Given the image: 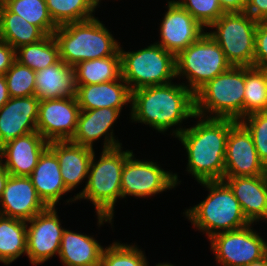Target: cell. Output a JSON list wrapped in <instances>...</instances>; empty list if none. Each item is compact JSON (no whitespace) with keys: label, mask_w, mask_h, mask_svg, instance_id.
Masks as SVG:
<instances>
[{"label":"cell","mask_w":267,"mask_h":266,"mask_svg":"<svg viewBox=\"0 0 267 266\" xmlns=\"http://www.w3.org/2000/svg\"><path fill=\"white\" fill-rule=\"evenodd\" d=\"M46 34L36 25L30 24L20 15L10 12L3 4L0 6V39L15 50L42 40Z\"/></svg>","instance_id":"484cf974"},{"label":"cell","mask_w":267,"mask_h":266,"mask_svg":"<svg viewBox=\"0 0 267 266\" xmlns=\"http://www.w3.org/2000/svg\"><path fill=\"white\" fill-rule=\"evenodd\" d=\"M102 4V0H46L49 15L57 26L94 18Z\"/></svg>","instance_id":"f1b7e54d"},{"label":"cell","mask_w":267,"mask_h":266,"mask_svg":"<svg viewBox=\"0 0 267 266\" xmlns=\"http://www.w3.org/2000/svg\"><path fill=\"white\" fill-rule=\"evenodd\" d=\"M244 266H267V259H266V257H263L260 260L251 262V263L244 265Z\"/></svg>","instance_id":"7bdbcfd3"},{"label":"cell","mask_w":267,"mask_h":266,"mask_svg":"<svg viewBox=\"0 0 267 266\" xmlns=\"http://www.w3.org/2000/svg\"><path fill=\"white\" fill-rule=\"evenodd\" d=\"M122 112L115 108H98L81 110L78 118L76 133L72 142L95 149L96 142L101 140V149H111L122 146L118 135H115L114 125ZM95 143V144H94Z\"/></svg>","instance_id":"9a60e30c"},{"label":"cell","mask_w":267,"mask_h":266,"mask_svg":"<svg viewBox=\"0 0 267 266\" xmlns=\"http://www.w3.org/2000/svg\"><path fill=\"white\" fill-rule=\"evenodd\" d=\"M194 120L175 138L187 156L185 171L198 183L223 180L227 137L237 121L198 115Z\"/></svg>","instance_id":"7a4b0ae2"},{"label":"cell","mask_w":267,"mask_h":266,"mask_svg":"<svg viewBox=\"0 0 267 266\" xmlns=\"http://www.w3.org/2000/svg\"><path fill=\"white\" fill-rule=\"evenodd\" d=\"M267 111V85L256 67H245L244 117Z\"/></svg>","instance_id":"d6a6232c"},{"label":"cell","mask_w":267,"mask_h":266,"mask_svg":"<svg viewBox=\"0 0 267 266\" xmlns=\"http://www.w3.org/2000/svg\"><path fill=\"white\" fill-rule=\"evenodd\" d=\"M15 60V49L0 39V75H4Z\"/></svg>","instance_id":"f35d334b"},{"label":"cell","mask_w":267,"mask_h":266,"mask_svg":"<svg viewBox=\"0 0 267 266\" xmlns=\"http://www.w3.org/2000/svg\"><path fill=\"white\" fill-rule=\"evenodd\" d=\"M57 207H47L26 222V257L32 266H39L58 257L65 229Z\"/></svg>","instance_id":"7c38bea8"},{"label":"cell","mask_w":267,"mask_h":266,"mask_svg":"<svg viewBox=\"0 0 267 266\" xmlns=\"http://www.w3.org/2000/svg\"><path fill=\"white\" fill-rule=\"evenodd\" d=\"M76 89L73 67L66 65L61 59L36 71L35 96L40 101L75 97Z\"/></svg>","instance_id":"d4e9b609"},{"label":"cell","mask_w":267,"mask_h":266,"mask_svg":"<svg viewBox=\"0 0 267 266\" xmlns=\"http://www.w3.org/2000/svg\"><path fill=\"white\" fill-rule=\"evenodd\" d=\"M46 208L30 177L9 176L0 199V215L27 222Z\"/></svg>","instance_id":"d6986e66"},{"label":"cell","mask_w":267,"mask_h":266,"mask_svg":"<svg viewBox=\"0 0 267 266\" xmlns=\"http://www.w3.org/2000/svg\"><path fill=\"white\" fill-rule=\"evenodd\" d=\"M240 122L251 133L260 161L267 162V111L250 114Z\"/></svg>","instance_id":"d590c367"},{"label":"cell","mask_w":267,"mask_h":266,"mask_svg":"<svg viewBox=\"0 0 267 266\" xmlns=\"http://www.w3.org/2000/svg\"><path fill=\"white\" fill-rule=\"evenodd\" d=\"M93 234L65 228L58 259L63 266H99L105 245Z\"/></svg>","instance_id":"cb8c5ba5"},{"label":"cell","mask_w":267,"mask_h":266,"mask_svg":"<svg viewBox=\"0 0 267 266\" xmlns=\"http://www.w3.org/2000/svg\"><path fill=\"white\" fill-rule=\"evenodd\" d=\"M128 111L130 123L149 126L156 133L176 138L188 126L184 125L190 123L188 120L193 122L195 97L179 81L143 87L131 92Z\"/></svg>","instance_id":"6da1fadb"},{"label":"cell","mask_w":267,"mask_h":266,"mask_svg":"<svg viewBox=\"0 0 267 266\" xmlns=\"http://www.w3.org/2000/svg\"><path fill=\"white\" fill-rule=\"evenodd\" d=\"M80 111L76 96L41 100L37 132L47 142L71 140L76 133Z\"/></svg>","instance_id":"5bb4252c"},{"label":"cell","mask_w":267,"mask_h":266,"mask_svg":"<svg viewBox=\"0 0 267 266\" xmlns=\"http://www.w3.org/2000/svg\"><path fill=\"white\" fill-rule=\"evenodd\" d=\"M265 257L267 259V239L265 240Z\"/></svg>","instance_id":"7dc6e473"},{"label":"cell","mask_w":267,"mask_h":266,"mask_svg":"<svg viewBox=\"0 0 267 266\" xmlns=\"http://www.w3.org/2000/svg\"><path fill=\"white\" fill-rule=\"evenodd\" d=\"M245 12L258 22L267 21V0H247Z\"/></svg>","instance_id":"74e56055"},{"label":"cell","mask_w":267,"mask_h":266,"mask_svg":"<svg viewBox=\"0 0 267 266\" xmlns=\"http://www.w3.org/2000/svg\"><path fill=\"white\" fill-rule=\"evenodd\" d=\"M10 97L35 96L36 72L14 61L4 74Z\"/></svg>","instance_id":"836d02e7"},{"label":"cell","mask_w":267,"mask_h":266,"mask_svg":"<svg viewBox=\"0 0 267 266\" xmlns=\"http://www.w3.org/2000/svg\"><path fill=\"white\" fill-rule=\"evenodd\" d=\"M49 148L59 160V167L66 189L72 193L76 188L83 187L79 190V193H74L73 197L64 200L63 204L70 206L76 203L77 197L80 196L86 186L94 149L79 145L71 140L49 142Z\"/></svg>","instance_id":"2e32d148"},{"label":"cell","mask_w":267,"mask_h":266,"mask_svg":"<svg viewBox=\"0 0 267 266\" xmlns=\"http://www.w3.org/2000/svg\"><path fill=\"white\" fill-rule=\"evenodd\" d=\"M267 65V21L258 22L256 28L254 67Z\"/></svg>","instance_id":"8d00e7d4"},{"label":"cell","mask_w":267,"mask_h":266,"mask_svg":"<svg viewBox=\"0 0 267 266\" xmlns=\"http://www.w3.org/2000/svg\"><path fill=\"white\" fill-rule=\"evenodd\" d=\"M231 67L225 53L207 31L176 56V78L194 94Z\"/></svg>","instance_id":"ba28073f"},{"label":"cell","mask_w":267,"mask_h":266,"mask_svg":"<svg viewBox=\"0 0 267 266\" xmlns=\"http://www.w3.org/2000/svg\"><path fill=\"white\" fill-rule=\"evenodd\" d=\"M7 81L4 75H0V108L10 99Z\"/></svg>","instance_id":"60d3db41"},{"label":"cell","mask_w":267,"mask_h":266,"mask_svg":"<svg viewBox=\"0 0 267 266\" xmlns=\"http://www.w3.org/2000/svg\"><path fill=\"white\" fill-rule=\"evenodd\" d=\"M3 1H4V0H0V6L3 4Z\"/></svg>","instance_id":"c3c4849f"},{"label":"cell","mask_w":267,"mask_h":266,"mask_svg":"<svg viewBox=\"0 0 267 266\" xmlns=\"http://www.w3.org/2000/svg\"><path fill=\"white\" fill-rule=\"evenodd\" d=\"M76 98L81 110L115 108L121 112L131 108V90L121 77L119 80L91 85H76Z\"/></svg>","instance_id":"7402d4cb"},{"label":"cell","mask_w":267,"mask_h":266,"mask_svg":"<svg viewBox=\"0 0 267 266\" xmlns=\"http://www.w3.org/2000/svg\"><path fill=\"white\" fill-rule=\"evenodd\" d=\"M250 223L267 224V183L263 175L224 177Z\"/></svg>","instance_id":"44dd1931"},{"label":"cell","mask_w":267,"mask_h":266,"mask_svg":"<svg viewBox=\"0 0 267 266\" xmlns=\"http://www.w3.org/2000/svg\"><path fill=\"white\" fill-rule=\"evenodd\" d=\"M245 67L232 66L195 94V114L240 121L244 118Z\"/></svg>","instance_id":"8992f818"},{"label":"cell","mask_w":267,"mask_h":266,"mask_svg":"<svg viewBox=\"0 0 267 266\" xmlns=\"http://www.w3.org/2000/svg\"><path fill=\"white\" fill-rule=\"evenodd\" d=\"M125 50L120 44L122 78L132 91L175 81L176 56L155 42Z\"/></svg>","instance_id":"52a82bcc"},{"label":"cell","mask_w":267,"mask_h":266,"mask_svg":"<svg viewBox=\"0 0 267 266\" xmlns=\"http://www.w3.org/2000/svg\"><path fill=\"white\" fill-rule=\"evenodd\" d=\"M9 176H10L9 172L5 169L3 163L0 160V199Z\"/></svg>","instance_id":"b9f144b4"},{"label":"cell","mask_w":267,"mask_h":266,"mask_svg":"<svg viewBox=\"0 0 267 266\" xmlns=\"http://www.w3.org/2000/svg\"><path fill=\"white\" fill-rule=\"evenodd\" d=\"M263 74L265 81H266V85H267V65H262L260 67H257Z\"/></svg>","instance_id":"ee69618b"},{"label":"cell","mask_w":267,"mask_h":266,"mask_svg":"<svg viewBox=\"0 0 267 266\" xmlns=\"http://www.w3.org/2000/svg\"><path fill=\"white\" fill-rule=\"evenodd\" d=\"M154 266H177L176 264L170 263L168 261L165 262V260L163 262H158L155 263Z\"/></svg>","instance_id":"f6af8a7d"},{"label":"cell","mask_w":267,"mask_h":266,"mask_svg":"<svg viewBox=\"0 0 267 266\" xmlns=\"http://www.w3.org/2000/svg\"><path fill=\"white\" fill-rule=\"evenodd\" d=\"M29 177L47 207H58L69 193L62 179L59 160L49 147L40 156Z\"/></svg>","instance_id":"603a6c76"},{"label":"cell","mask_w":267,"mask_h":266,"mask_svg":"<svg viewBox=\"0 0 267 266\" xmlns=\"http://www.w3.org/2000/svg\"><path fill=\"white\" fill-rule=\"evenodd\" d=\"M25 221L0 215V263L9 266L27 252Z\"/></svg>","instance_id":"4316f807"},{"label":"cell","mask_w":267,"mask_h":266,"mask_svg":"<svg viewBox=\"0 0 267 266\" xmlns=\"http://www.w3.org/2000/svg\"><path fill=\"white\" fill-rule=\"evenodd\" d=\"M166 10L158 23L156 44L177 56L198 40L206 29L175 0H166Z\"/></svg>","instance_id":"4fadbf2b"},{"label":"cell","mask_w":267,"mask_h":266,"mask_svg":"<svg viewBox=\"0 0 267 266\" xmlns=\"http://www.w3.org/2000/svg\"><path fill=\"white\" fill-rule=\"evenodd\" d=\"M39 103L36 96L11 97L0 108V149L15 138L37 132Z\"/></svg>","instance_id":"ac0fdd59"},{"label":"cell","mask_w":267,"mask_h":266,"mask_svg":"<svg viewBox=\"0 0 267 266\" xmlns=\"http://www.w3.org/2000/svg\"><path fill=\"white\" fill-rule=\"evenodd\" d=\"M263 176L267 183V162L263 165Z\"/></svg>","instance_id":"bcb514c9"},{"label":"cell","mask_w":267,"mask_h":266,"mask_svg":"<svg viewBox=\"0 0 267 266\" xmlns=\"http://www.w3.org/2000/svg\"><path fill=\"white\" fill-rule=\"evenodd\" d=\"M188 11L205 29L214 23L225 12L218 0H175Z\"/></svg>","instance_id":"e575fe53"},{"label":"cell","mask_w":267,"mask_h":266,"mask_svg":"<svg viewBox=\"0 0 267 266\" xmlns=\"http://www.w3.org/2000/svg\"><path fill=\"white\" fill-rule=\"evenodd\" d=\"M225 13L245 12L247 0H218Z\"/></svg>","instance_id":"ab89813d"},{"label":"cell","mask_w":267,"mask_h":266,"mask_svg":"<svg viewBox=\"0 0 267 266\" xmlns=\"http://www.w3.org/2000/svg\"><path fill=\"white\" fill-rule=\"evenodd\" d=\"M76 85L99 84L122 77L121 56L83 61L73 67Z\"/></svg>","instance_id":"83f0119b"},{"label":"cell","mask_w":267,"mask_h":266,"mask_svg":"<svg viewBox=\"0 0 267 266\" xmlns=\"http://www.w3.org/2000/svg\"><path fill=\"white\" fill-rule=\"evenodd\" d=\"M182 184L178 172L162 168L158 159L137 158L132 152L124 163L121 173L122 200L126 198L151 199L175 190ZM168 190V191H167Z\"/></svg>","instance_id":"30bf717a"},{"label":"cell","mask_w":267,"mask_h":266,"mask_svg":"<svg viewBox=\"0 0 267 266\" xmlns=\"http://www.w3.org/2000/svg\"><path fill=\"white\" fill-rule=\"evenodd\" d=\"M263 165L251 133L237 121L227 137L224 177L260 176Z\"/></svg>","instance_id":"e0dca14e"},{"label":"cell","mask_w":267,"mask_h":266,"mask_svg":"<svg viewBox=\"0 0 267 266\" xmlns=\"http://www.w3.org/2000/svg\"><path fill=\"white\" fill-rule=\"evenodd\" d=\"M112 241L104 248L99 266H150L144 248L137 242Z\"/></svg>","instance_id":"4dcf8cb0"},{"label":"cell","mask_w":267,"mask_h":266,"mask_svg":"<svg viewBox=\"0 0 267 266\" xmlns=\"http://www.w3.org/2000/svg\"><path fill=\"white\" fill-rule=\"evenodd\" d=\"M49 147L38 132L15 138L0 149V160L10 175L29 177Z\"/></svg>","instance_id":"ffe728a7"},{"label":"cell","mask_w":267,"mask_h":266,"mask_svg":"<svg viewBox=\"0 0 267 266\" xmlns=\"http://www.w3.org/2000/svg\"><path fill=\"white\" fill-rule=\"evenodd\" d=\"M197 184L208 191L207 196L197 204L186 207L181 213L195 232L205 234L208 240L217 233L237 230L250 224L232 189L224 180Z\"/></svg>","instance_id":"277c9868"},{"label":"cell","mask_w":267,"mask_h":266,"mask_svg":"<svg viewBox=\"0 0 267 266\" xmlns=\"http://www.w3.org/2000/svg\"><path fill=\"white\" fill-rule=\"evenodd\" d=\"M96 149L92 155L86 186L76 202L84 201L94 208L96 226L101 228L109 224L114 232L116 203L122 199L121 173L126 158L134 151L119 146L111 149ZM119 200V201H118Z\"/></svg>","instance_id":"3957f363"},{"label":"cell","mask_w":267,"mask_h":266,"mask_svg":"<svg viewBox=\"0 0 267 266\" xmlns=\"http://www.w3.org/2000/svg\"><path fill=\"white\" fill-rule=\"evenodd\" d=\"M255 223L208 239L216 266H244L265 257V235ZM259 230V231H258Z\"/></svg>","instance_id":"8fae6325"},{"label":"cell","mask_w":267,"mask_h":266,"mask_svg":"<svg viewBox=\"0 0 267 266\" xmlns=\"http://www.w3.org/2000/svg\"><path fill=\"white\" fill-rule=\"evenodd\" d=\"M3 5L39 27L46 35H52L58 27L49 15L46 0H4Z\"/></svg>","instance_id":"1f68e13d"},{"label":"cell","mask_w":267,"mask_h":266,"mask_svg":"<svg viewBox=\"0 0 267 266\" xmlns=\"http://www.w3.org/2000/svg\"><path fill=\"white\" fill-rule=\"evenodd\" d=\"M15 59L36 72L60 60L59 46L53 34L46 35L38 42L16 49Z\"/></svg>","instance_id":"f546056e"},{"label":"cell","mask_w":267,"mask_h":266,"mask_svg":"<svg viewBox=\"0 0 267 266\" xmlns=\"http://www.w3.org/2000/svg\"><path fill=\"white\" fill-rule=\"evenodd\" d=\"M257 24L246 12L224 13L206 31L221 47L231 66L254 67Z\"/></svg>","instance_id":"9c48e42d"},{"label":"cell","mask_w":267,"mask_h":266,"mask_svg":"<svg viewBox=\"0 0 267 266\" xmlns=\"http://www.w3.org/2000/svg\"><path fill=\"white\" fill-rule=\"evenodd\" d=\"M103 21L94 17L60 25L53 36L59 46L60 59L68 66L109 56H121V42Z\"/></svg>","instance_id":"5b68a950"}]
</instances>
